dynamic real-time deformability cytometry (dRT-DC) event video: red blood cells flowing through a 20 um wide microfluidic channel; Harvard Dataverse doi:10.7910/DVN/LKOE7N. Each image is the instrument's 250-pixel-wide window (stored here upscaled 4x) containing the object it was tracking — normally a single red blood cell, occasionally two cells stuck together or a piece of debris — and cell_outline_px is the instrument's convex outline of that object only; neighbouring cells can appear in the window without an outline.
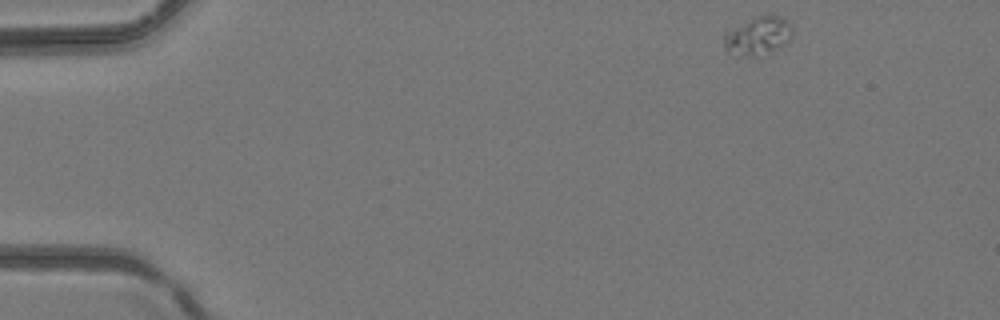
{"species": "common noctule bat (a hibernating species)", "species_latin": "Nyctalus noctula", "temperature_condition": "room temperature", "stored_images_in_passage": 5, "camera_frame_rate_fps": 3000, "um_per_image_px": 0.085, "animal": {"sex": "female", "body_mass_g": 24.6, "forearm_length_mm": 56.2}, "frame": {"image": 1, "passage_image": 1, "time_ms": 0.0, "image_size_px": [1000, 320], "cell_outline_px": [[792, 36], [784, 44], [768, 52], [756, 56], [740, 56], [728, 52], [724, 48], [724, 32], [756, 16], [768, 12], [780, 16], [792, 24]], "centroid_in_image_um": [64.43, 3.01], "position_along_channel_um": 20.6, "area_um2": 15.43}}
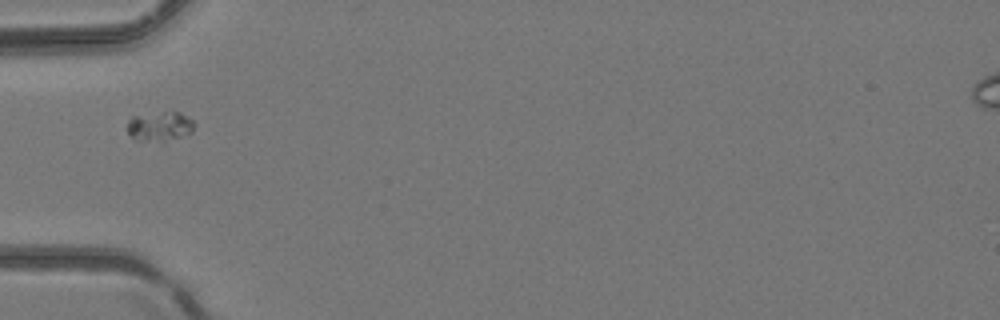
{"frame": {"image": 2, "passage_image": 4, "time_ms": 1.0, "image_size_px": [1000, 320], "cell_outline_px": [[196, 124], [192, 132], [164, 144], [160, 144], [136, 140], [128, 132], [128, 120], [132, 116], [164, 112], [180, 112], [192, 120]], "centroid_in_image_um": [13.6, 10.8], "position_along_channel_um": 71.4, "area_um2": 11.96}}
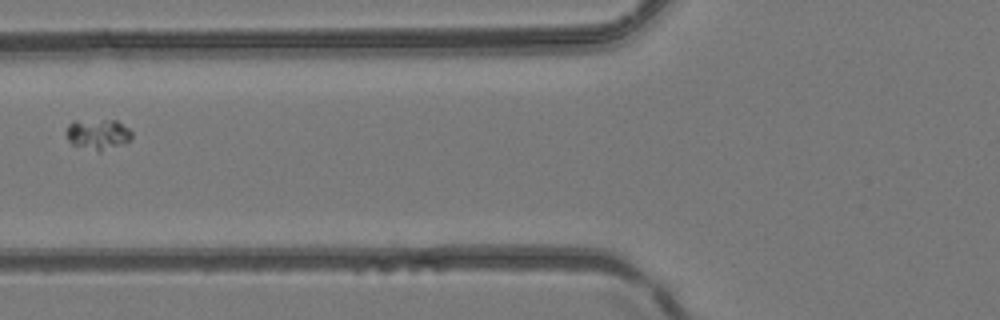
{"frame": {"image": 3, "passage_image": 5, "time_ms": 1.333, "image_size_px": [1000, 320], "cell_outline_px": [[132, 136], [124, 144], [100, 152], [72, 144], [68, 140], [64, 132], [68, 124], [72, 120], [116, 120], [128, 128], [132, 132]], "centroid_in_image_um": [8.28, 11.4], "position_along_channel_um": 117.5, "area_um2": 11.85}}